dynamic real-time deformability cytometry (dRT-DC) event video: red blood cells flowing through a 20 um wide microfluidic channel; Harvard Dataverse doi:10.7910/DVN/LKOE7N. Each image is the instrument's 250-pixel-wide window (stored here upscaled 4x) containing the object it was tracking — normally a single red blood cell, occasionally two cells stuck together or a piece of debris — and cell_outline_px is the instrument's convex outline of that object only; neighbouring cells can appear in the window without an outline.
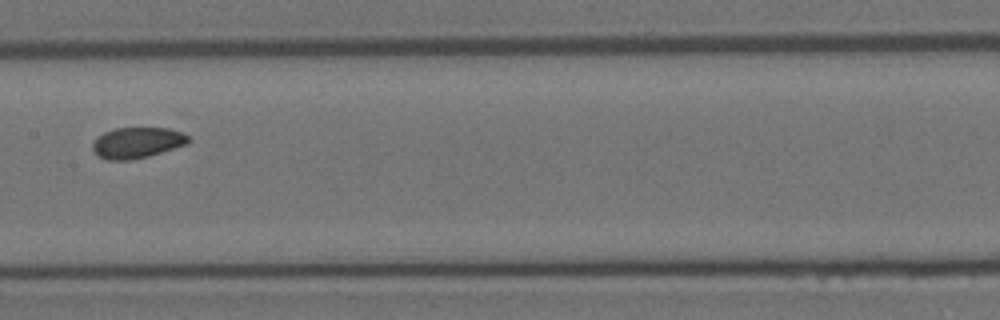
{"species": "Egyptian fruit bat (a non-hibernating species)", "species_latin": "Rousettus aegyptiacus", "temperature_condition": "room temperature", "stored_images_in_passage": 8, "camera_frame_rate_fps": 3000, "um_per_image_px": 0.085, "animal": {"sex": "female"}, "frame": {"image": 1, "passage_image": 5, "time_ms": 1.333, "image_size_px": [1000, 320], "cell_outline_px": [[192, 140], [188, 144], [148, 156], [128, 160], [108, 160], [100, 156], [92, 148], [92, 144], [104, 132], [116, 128], [168, 128], [180, 132], [188, 136]], "centroid_in_image_um": [11.7, 12.12], "position_along_channel_um": 195.7, "area_um2": 16.99}}
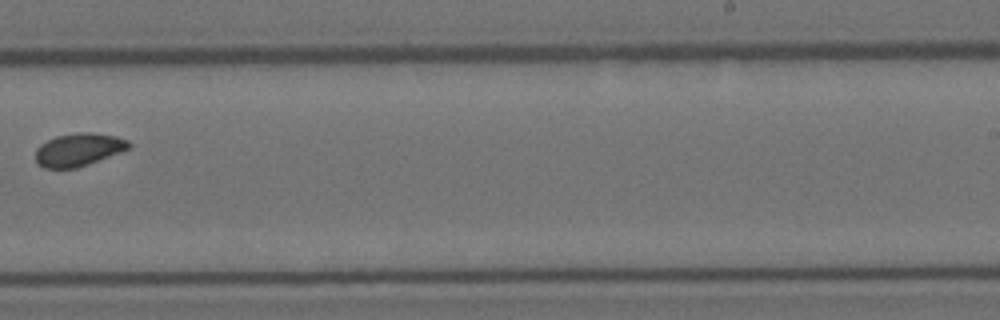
{"frame": {"image": 2, "passage_image": 7, "time_ms": 2.0, "image_size_px": [1000, 320], "cell_outline_px": [[132, 144], [128, 148], [120, 152], [88, 164], [76, 168], [44, 168], [36, 164], [36, 148], [40, 144], [56, 136], [76, 132], [92, 132], [116, 136], [128, 140]], "centroid_in_image_um": [6.66, 12.71], "position_along_channel_um": 282.3, "area_um2": 17.92}}
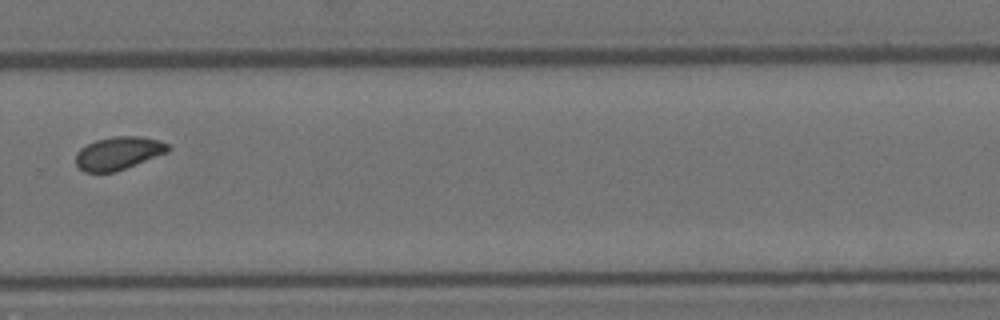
{"frame": {"image": 3, "passage_image": 8, "time_ms": 2.333, "image_size_px": [1000, 320], "cell_outline_px": [[172, 148], [168, 152], [116, 172], [84, 172], [76, 164], [76, 152], [80, 148], [96, 140], [112, 136], [140, 136], [160, 140], [168, 144]], "centroid_in_image_um": [10.08, 13.01], "position_along_channel_um": 319.7, "area_um2": 17.86}}